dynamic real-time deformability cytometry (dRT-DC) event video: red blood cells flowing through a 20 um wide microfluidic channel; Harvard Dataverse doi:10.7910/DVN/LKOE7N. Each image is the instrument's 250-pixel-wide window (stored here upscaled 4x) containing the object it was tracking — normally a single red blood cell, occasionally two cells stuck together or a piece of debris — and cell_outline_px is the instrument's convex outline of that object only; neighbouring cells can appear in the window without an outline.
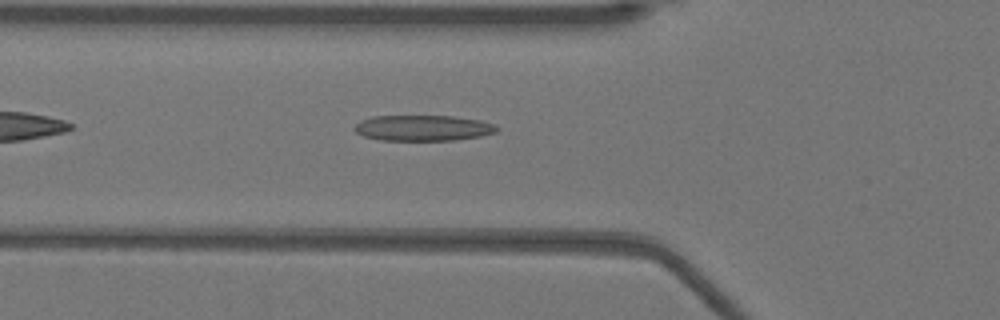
{"species": "Egyptian fruit bat (a non-hibernating species)", "species_latin": "Rousettus aegyptiacus", "temperature_condition": "warm", "stored_images_in_passage": 35, "camera_frame_rate_fps": 3000, "um_per_image_px": 0.085, "animal": {"sex": "female"}, "frame": {"image": 1, "passage_image": 2, "time_ms": 0.333, "image_size_px": [1000, 320], "cell_outline_px": [[500, 128], [496, 132], [480, 136], [452, 140], [380, 140], [364, 136], [356, 132], [352, 128], [360, 120], [372, 116], [452, 116], [480, 120], [496, 124]], "centroid_in_image_um": [35.95, 10.87], "position_along_channel_um": 89.8, "area_um2": 21.39}}
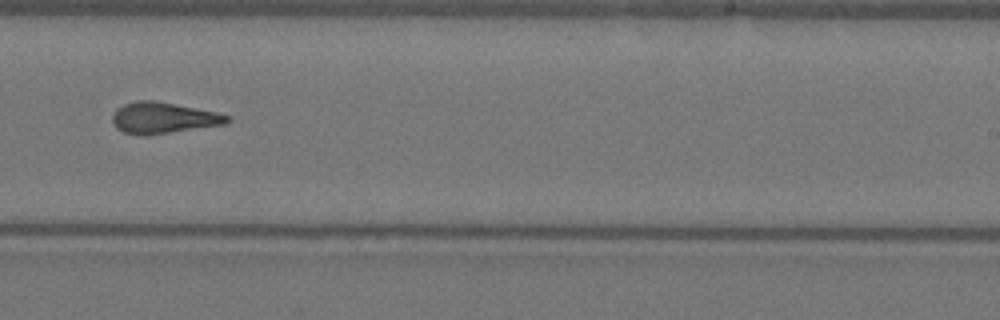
{"frame": {"image": 2, "passage_image": 16, "time_ms": 5.0, "image_size_px": [1000, 320], "cell_outline_px": [[232, 120], [224, 124], [144, 136], [140, 136], [124, 132], [116, 128], [112, 124], [112, 116], [116, 108], [124, 104], [136, 100], [152, 100], [216, 112], [228, 116]], "centroid_in_image_um": [13.81, 10.02], "position_along_channel_um": 275.2, "area_um2": 20.69}}
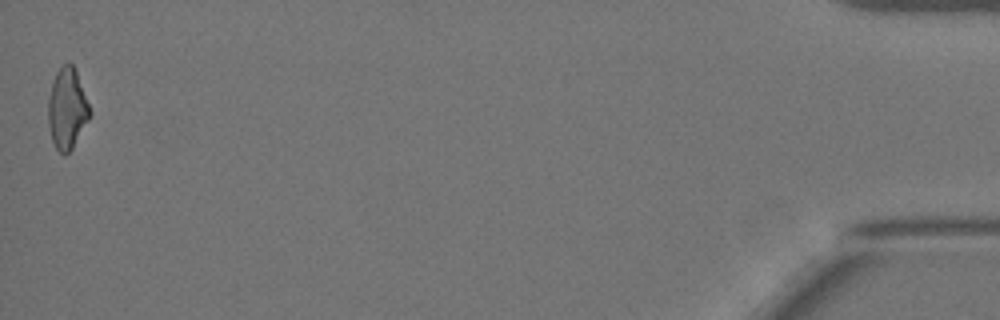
{"frame": {"image": 3, "passage_image": 35, "time_ms": 11.333, "image_size_px": [1000, 320], "cell_outline_px": [[92, 112], [88, 120], [72, 148], [64, 156], [56, 148], [52, 140], [48, 124], [48, 100], [52, 80], [56, 72], [64, 64], [72, 64], [76, 72]], "centroid_in_image_um": [5.69, 9.25], "position_along_channel_um": 429.5, "area_um2": 19.36}}